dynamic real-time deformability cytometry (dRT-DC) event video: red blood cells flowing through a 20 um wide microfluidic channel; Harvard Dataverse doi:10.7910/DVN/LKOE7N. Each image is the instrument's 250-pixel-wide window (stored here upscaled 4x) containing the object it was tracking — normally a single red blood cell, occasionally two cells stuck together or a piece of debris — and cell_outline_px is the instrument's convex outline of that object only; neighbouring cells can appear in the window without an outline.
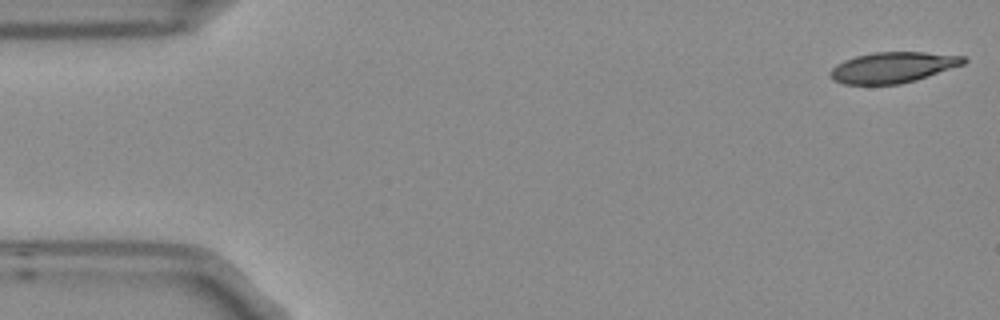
{"species": "Egyptian fruit bat (a non-hibernating species)", "species_latin": "Rousettus aegyptiacus", "temperature_condition": "room temperature", "stored_images_in_passage": 6, "camera_frame_rate_fps": 3000, "um_per_image_px": 0.085, "frame": {"image": 1, "passage_image": 1, "time_ms": 0.0, "image_size_px": [1000, 320], "cell_outline_px": [[968, 60], [964, 64], [916, 80], [900, 84], [844, 84], [832, 80], [828, 72], [836, 64], [844, 60], [856, 56], [872, 52], [924, 52], [964, 56]], "centroid_in_image_um": [75.87, 5.73], "position_along_channel_um": 9.1, "area_um2": 23.93}}
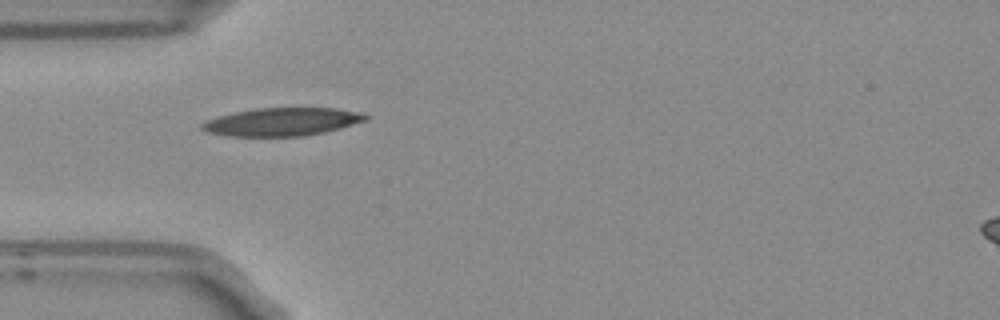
{"frame": {"image": 2, "passage_image": 5, "time_ms": 1.333, "image_size_px": [1000, 320], "cell_outline_px": [[368, 120], [340, 128], [324, 132], [304, 136], [228, 136], [204, 132], [200, 128], [200, 124], [204, 120], [236, 112], [256, 108], [336, 108], [364, 112], [368, 116]], "centroid_in_image_um": [23.97, 10.35], "position_along_channel_um": 61.0, "area_um2": 26.93}}